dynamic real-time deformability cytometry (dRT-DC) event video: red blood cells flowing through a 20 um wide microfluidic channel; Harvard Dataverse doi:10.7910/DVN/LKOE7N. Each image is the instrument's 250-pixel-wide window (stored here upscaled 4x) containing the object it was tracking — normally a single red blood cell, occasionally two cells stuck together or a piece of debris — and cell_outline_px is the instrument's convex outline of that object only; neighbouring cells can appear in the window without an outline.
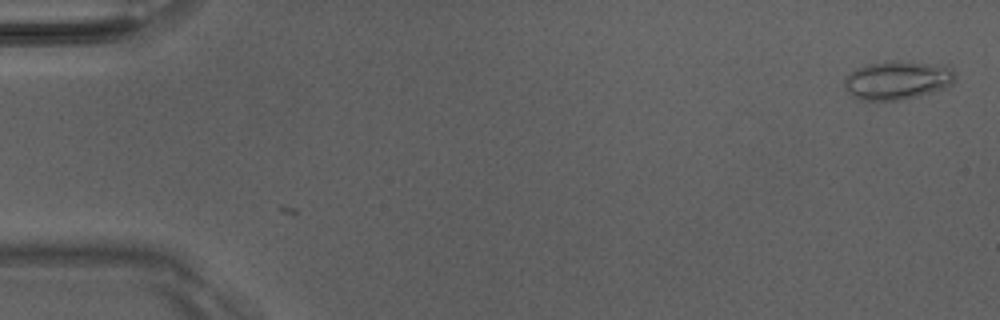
{"species": "Egyptian fruit bat (a non-hibernating species)", "species_latin": "Rousettus aegyptiacus", "temperature_condition": "room temperature", "stored_images_in_passage": 6, "camera_frame_rate_fps": 3000, "um_per_image_px": 0.085, "animal": {"sex": "male"}, "frame": {"image": 1, "passage_image": 6, "time_ms": 1.667, "image_size_px": [1000, 320], "cell_outline_px": [[952, 84], [944, 88], [916, 96], [896, 100], [860, 100], [852, 96], [844, 88], [844, 76], [856, 68], [868, 64], [892, 60], [896, 60], [948, 64], [952, 68]], "centroid_in_image_um": [76.24, 6.79], "position_along_channel_um": 8.8, "area_um2": 25.09}}